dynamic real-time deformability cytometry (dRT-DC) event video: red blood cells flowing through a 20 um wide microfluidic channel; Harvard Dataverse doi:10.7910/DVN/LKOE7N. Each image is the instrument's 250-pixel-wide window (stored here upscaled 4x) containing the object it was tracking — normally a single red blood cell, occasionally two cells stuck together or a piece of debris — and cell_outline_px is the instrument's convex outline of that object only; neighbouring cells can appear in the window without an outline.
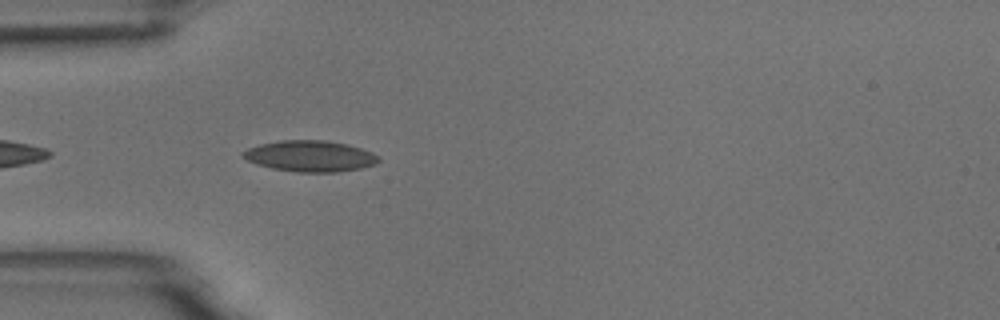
{"species": "common noctule bat (a hibernating species)", "species_latin": "Nyctalus noctula", "temperature_condition": "room temperature", "stored_images_in_passage": 16, "camera_frame_rate_fps": 3000, "um_per_image_px": 0.085, "animal": {"sex": "male", "body_mass_g": 18.8}, "frame": {"image": 1, "passage_image": 3, "time_ms": 0.667, "image_size_px": [1000, 320], "cell_outline_px": [[380, 160], [376, 164], [360, 168], [336, 172], [296, 172], [272, 168], [256, 164], [240, 156], [240, 152], [248, 148], [260, 144], [280, 140], [328, 140], [348, 144], [372, 152], [380, 156]], "centroid_in_image_um": [26.35, 13.26], "position_along_channel_um": 58.6, "area_um2": 24.74}}